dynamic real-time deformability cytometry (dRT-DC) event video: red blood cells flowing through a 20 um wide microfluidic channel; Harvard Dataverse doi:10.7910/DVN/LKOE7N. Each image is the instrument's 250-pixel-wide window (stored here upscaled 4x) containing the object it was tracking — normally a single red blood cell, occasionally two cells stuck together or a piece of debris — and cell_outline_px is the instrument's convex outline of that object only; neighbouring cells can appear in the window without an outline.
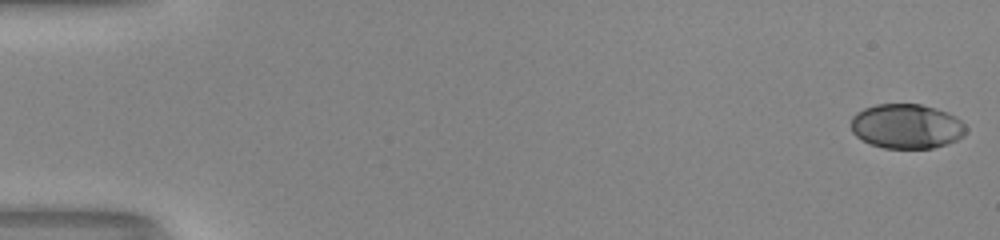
{"species": "human", "species_latin": "Homo sapiens", "temperature_condition": "room temperature", "stored_images_in_passage": 53, "camera_frame_rate_fps": 3000, "um_per_image_px": 0.085, "donor": {"sex": "male"}, "frame": {"image": 1, "passage_image": 1, "time_ms": 0.0, "image_size_px": [1000, 240], "cell_outline_px": [[968, 132], [964, 136], [948, 144], [932, 148], [884, 148], [872, 144], [856, 136], [852, 132], [852, 116], [856, 112], [864, 108], [876, 104], [920, 104], [936, 108], [948, 112], [956, 116], [968, 128]], "centroid_in_image_um": [77.1, 10.73], "position_along_channel_um": 7.9, "area_um2": 30.11}}
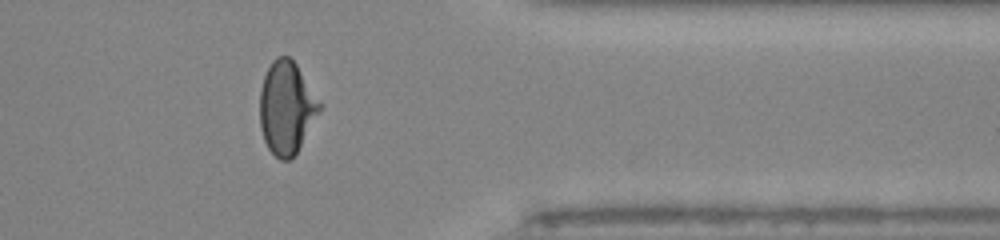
{"frame": {"image": 2, "passage_image": 44, "time_ms": 14.333, "image_size_px": [1000, 240], "cell_outline_px": [[320, 108], [296, 152], [288, 160], [280, 160], [268, 148], [264, 140], [260, 128], [260, 88], [264, 76], [272, 60], [276, 56], [288, 56], [296, 64], [320, 104]], "centroid_in_image_um": [24.29, 9.14], "position_along_channel_um": 387.1, "area_um2": 31.33}}
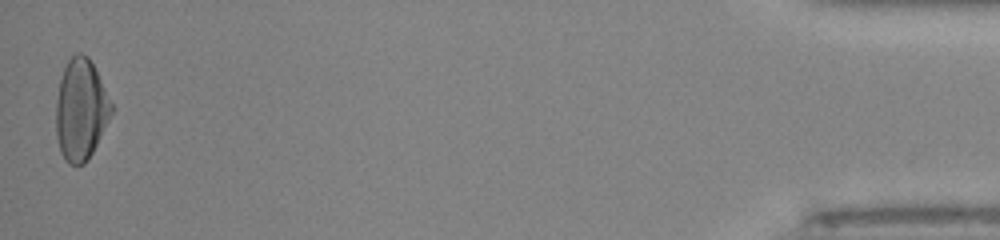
{"frame": {"image": 3, "passage_image": 53, "time_ms": 17.333, "image_size_px": [1000, 240], "cell_outline_px": [[116, 108], [88, 160], [84, 164], [68, 164], [64, 160], [60, 152], [56, 136], [56, 100], [60, 80], [64, 68], [68, 60], [76, 52], [80, 52], [88, 56]], "centroid_in_image_um": [6.89, 9.33], "position_along_channel_um": 428.3, "area_um2": 33.06}, "authors_computed_cell_mechanics": {"area_um2": 31.4432, "velocity_mm_per_s": 4.0232, "shape_relaxation_time_tau1_ms": 6.2146, "shape_relaxation_time_tau2_ms": 0.8845, "deformation_change_tau1": 0.2262, "deformation_change_tau2": 0.0496}}